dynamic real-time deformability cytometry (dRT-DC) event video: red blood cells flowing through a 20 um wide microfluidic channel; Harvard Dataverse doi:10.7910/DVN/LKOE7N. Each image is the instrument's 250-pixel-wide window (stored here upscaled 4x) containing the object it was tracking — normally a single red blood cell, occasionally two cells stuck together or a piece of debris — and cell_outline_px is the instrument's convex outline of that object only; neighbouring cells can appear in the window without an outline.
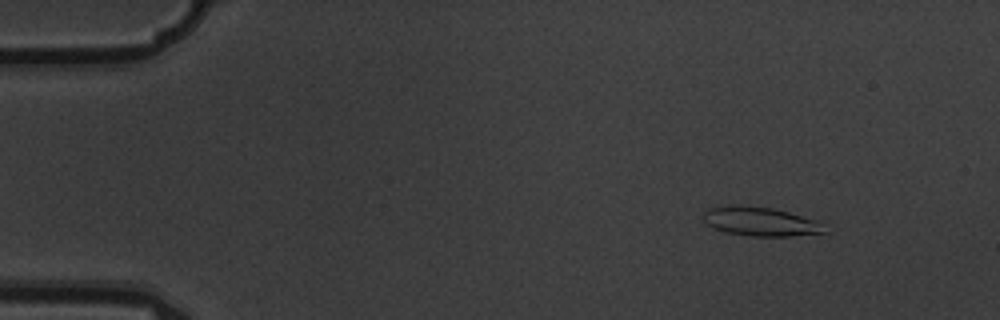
{"species": "common noctule bat (a hibernating species)", "species_latin": "Nyctalus noctula", "temperature_condition": "warm", "stored_images_in_passage": 4, "camera_frame_rate_fps": 3000, "um_per_image_px": 0.085, "animal": {"sex": "male", "body_mass_g": 19.5, "forearm_length_mm": 54.6}, "frame": {"image": 1, "passage_image": 2, "time_ms": 0.333, "image_size_px": [1000, 320], "cell_outline_px": [[824, 232], [792, 236], [752, 236], [724, 232], [708, 224], [704, 220], [704, 212], [708, 208], [728, 204], [740, 204], [772, 208], [820, 220]], "centroid_in_image_um": [64.61, 18.8], "position_along_channel_um": 20.4, "area_um2": 20.52}}